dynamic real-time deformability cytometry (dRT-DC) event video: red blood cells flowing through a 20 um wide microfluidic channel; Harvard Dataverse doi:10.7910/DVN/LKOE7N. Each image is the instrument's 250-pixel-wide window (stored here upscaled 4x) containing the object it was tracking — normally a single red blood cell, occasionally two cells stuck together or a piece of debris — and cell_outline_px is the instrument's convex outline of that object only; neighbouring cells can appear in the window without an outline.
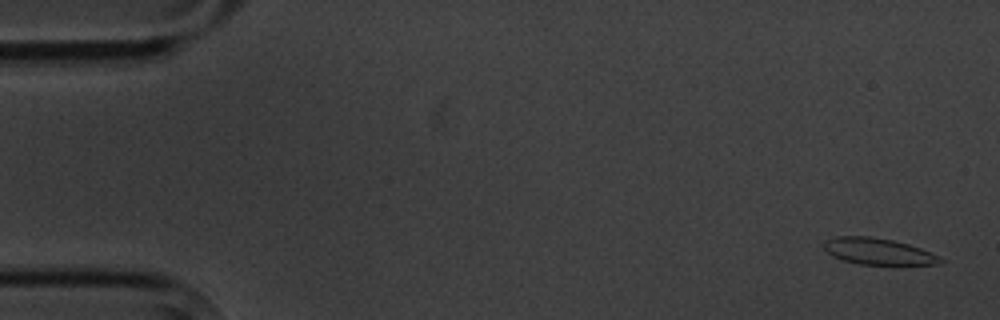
{"species": "common noctule bat (a hibernating species)", "species_latin": "Nyctalus noctula", "temperature_condition": "cold", "stored_images_in_passage": 15, "camera_frame_rate_fps": 3000, "um_per_image_px": 0.085, "animal": {"sex": "male", "body_mass_g": 20.1, "forearm_length_mm": 53.5}, "frame": {"image": 1, "passage_image": 1, "time_ms": 0.0, "image_size_px": [1000, 320], "cell_outline_px": [[944, 260], [936, 264], [860, 264], [840, 260], [832, 256], [824, 248], [824, 240], [836, 236], [872, 236], [892, 240], [908, 244], [932, 252]], "centroid_in_image_um": [74.6, 21.35], "position_along_channel_um": 10.4, "area_um2": 17.86}}
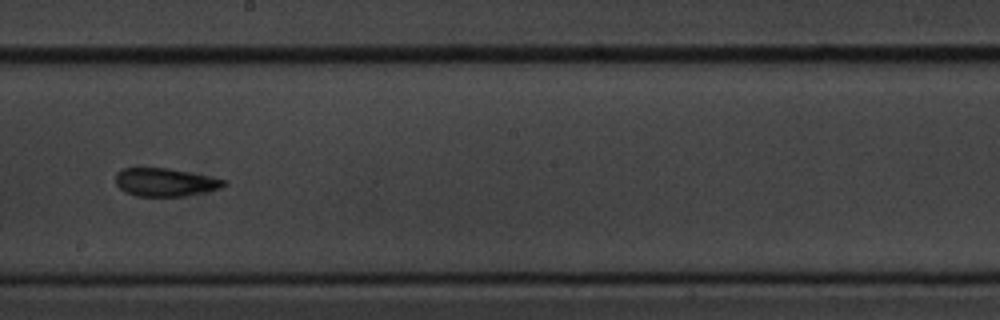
{"frame": {"image": 2, "passage_image": 9, "time_ms": 10.0, "image_size_px": [1000, 320], "cell_outline_px": [[228, 184], [220, 188], [204, 192], [184, 196], [136, 196], [124, 192], [116, 184], [116, 172], [124, 168], [168, 168], [228, 180]], "centroid_in_image_um": [14.04, 15.49], "position_along_channel_um": 234.2, "area_um2": 17.74}}
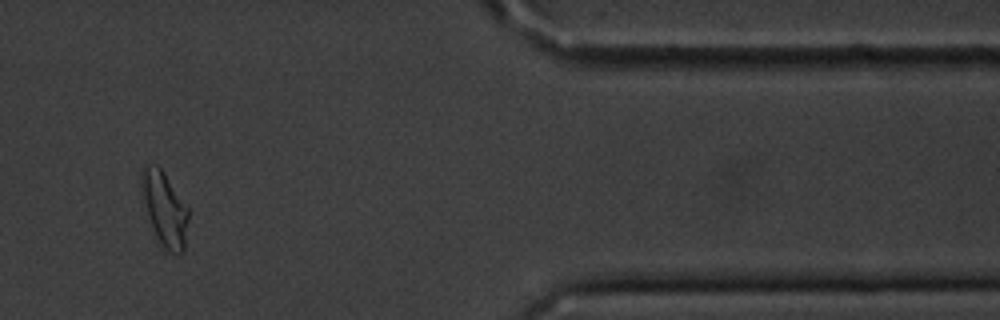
{"frame": {"image": 3, "passage_image": 13, "time_ms": 15.667, "image_size_px": [1000, 320], "cell_outline_px": [[188, 220], [184, 252], [180, 256], [168, 252], [160, 244], [156, 236], [148, 216], [140, 180], [140, 172], [144, 164], [156, 164], [160, 168], [188, 208]], "centroid_in_image_um": [14.0, 17.79], "position_along_channel_um": 397.4, "area_um2": 20.06}, "authors_computed_cell_mechanics": {"area_um2": 17.8602, "velocity_mm_per_s": 3.4816, "shape_relaxation_time_tau1_ms": null, "shape_relaxation_time_tau2_ms": 4.2186, "deformation_change_tau1": null, "deformation_change_tau2": 0.126}}